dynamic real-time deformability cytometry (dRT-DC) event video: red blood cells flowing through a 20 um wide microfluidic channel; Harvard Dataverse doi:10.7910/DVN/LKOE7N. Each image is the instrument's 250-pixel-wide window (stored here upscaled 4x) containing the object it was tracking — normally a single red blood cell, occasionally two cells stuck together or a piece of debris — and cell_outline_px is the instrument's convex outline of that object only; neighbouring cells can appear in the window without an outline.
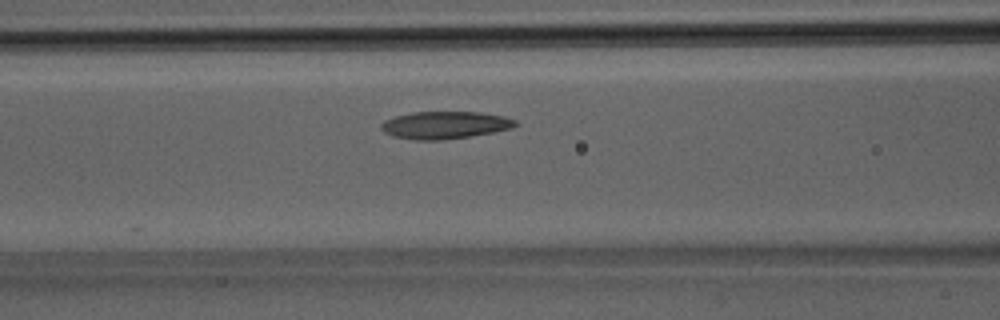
{"species": "Egyptian fruit bat (a non-hibernating species)", "species_latin": "Rousettus aegyptiacus", "temperature_condition": "room temperature", "stored_images_in_passage": 32, "camera_frame_rate_fps": 3000, "um_per_image_px": 0.085, "animal": {"sex": "male"}, "frame": {"image": 1, "passage_image": 10, "time_ms": 3.0, "image_size_px": [1000, 320], "cell_outline_px": [[520, 124], [512, 128], [492, 132], [444, 140], [416, 140], [392, 136], [384, 132], [380, 128], [380, 124], [384, 120], [396, 116], [412, 112], [480, 112], [504, 116], [516, 120]], "centroid_in_image_um": [37.81, 10.63], "position_along_channel_um": 128.8, "area_um2": 21.5}}
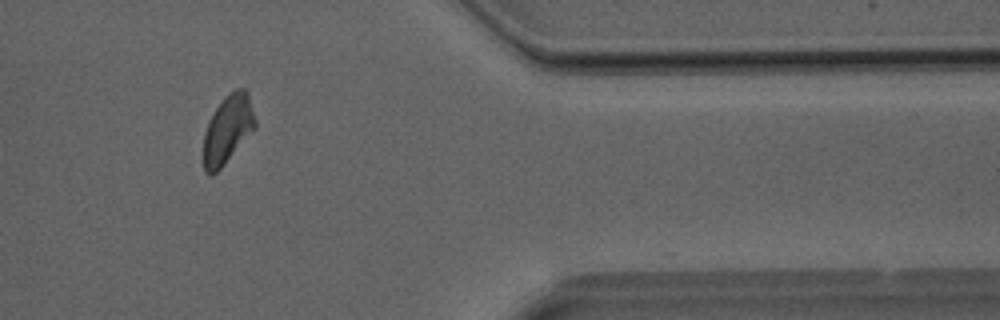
{"frame": {"image": 2, "passage_image": 26, "time_ms": 8.333, "image_size_px": [1000, 320], "cell_outline_px": [[256, 128], [224, 164], [212, 176], [208, 176], [204, 172], [204, 132], [208, 120], [224, 96], [228, 92], [236, 88], [244, 88], [248, 92], [256, 120]], "centroid_in_image_um": [19.36, 10.98], "position_along_channel_um": 392.0, "area_um2": 20.75}}
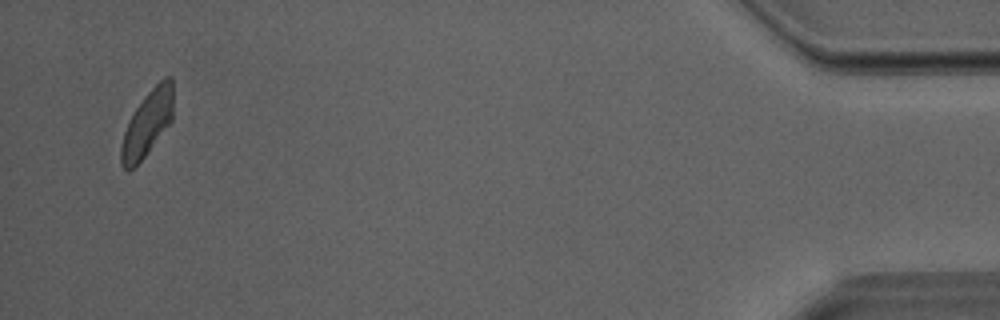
{"frame": {"image": 3, "passage_image": 31, "time_ms": 10.0, "image_size_px": [1000, 320], "cell_outline_px": [[172, 120], [144, 156], [128, 172], [120, 164], [120, 148], [124, 132], [128, 120], [144, 96], [164, 76], [172, 76]], "centroid_in_image_um": [12.5, 10.48], "position_along_channel_um": 422.7, "area_um2": 19.59}}